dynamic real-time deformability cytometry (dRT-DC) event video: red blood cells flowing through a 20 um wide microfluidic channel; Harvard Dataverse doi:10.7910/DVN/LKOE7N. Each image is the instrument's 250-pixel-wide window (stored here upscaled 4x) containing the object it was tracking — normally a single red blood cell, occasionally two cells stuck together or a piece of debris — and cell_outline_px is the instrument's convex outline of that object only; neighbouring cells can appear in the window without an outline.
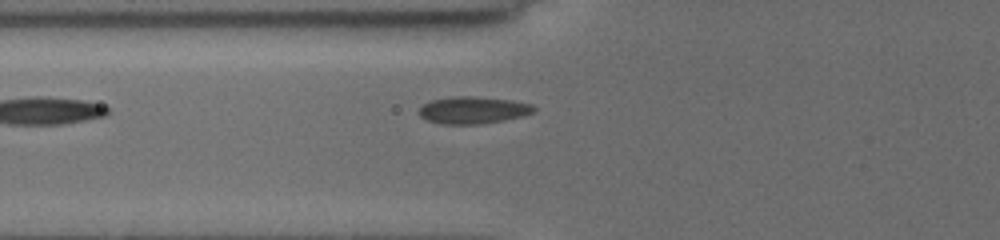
{"species": "common noctule bat (a hibernating species)", "species_latin": "Nyctalus noctula", "temperature_condition": "cold", "stored_images_in_passage": 3, "camera_frame_rate_fps": 3000, "um_per_image_px": 0.085, "animal": {"sex": "female", "body_mass_g": 19.5, "forearm_length_mm": 54.1}, "frame": {"image": 1, "passage_image": 3, "time_ms": 1.667, "image_size_px": [1000, 240], "cell_outline_px": [[536, 108], [532, 112], [520, 116], [504, 120], [480, 124], [444, 124], [428, 120], [420, 116], [420, 108], [424, 104], [432, 100], [452, 96], [472, 96], [512, 100], [532, 104]], "centroid_in_image_um": [40.21, 9.35], "position_along_channel_um": 85.6, "area_um2": 17.92}}